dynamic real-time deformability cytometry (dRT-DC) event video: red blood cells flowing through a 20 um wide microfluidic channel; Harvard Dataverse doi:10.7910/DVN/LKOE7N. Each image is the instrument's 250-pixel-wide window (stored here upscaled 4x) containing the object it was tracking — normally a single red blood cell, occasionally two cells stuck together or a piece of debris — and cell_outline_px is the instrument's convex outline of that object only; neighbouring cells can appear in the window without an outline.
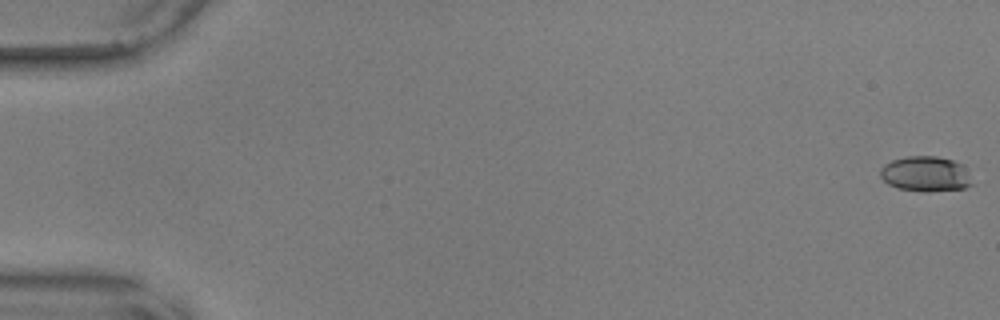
{"species": "common noctule bat (a hibernating species)", "species_latin": "Nyctalus noctula", "temperature_condition": "warm", "stored_images_in_passage": 16, "camera_frame_rate_fps": 3000, "um_per_image_px": 0.085, "animal": {"sex": "male", "body_mass_g": 17.9, "forearm_length_mm": 54.2}, "frame": {"image": 1, "passage_image": 1, "time_ms": 0.0, "image_size_px": [1000, 320], "cell_outline_px": [[976, 184], [964, 188], [928, 192], [924, 192], [896, 188], [888, 184], [880, 176], [880, 168], [884, 164], [892, 160], [908, 156], [936, 156], [952, 160], [964, 164]], "centroid_in_image_um": [78.73, 14.79], "position_along_channel_um": 6.3, "area_um2": 19.31}}
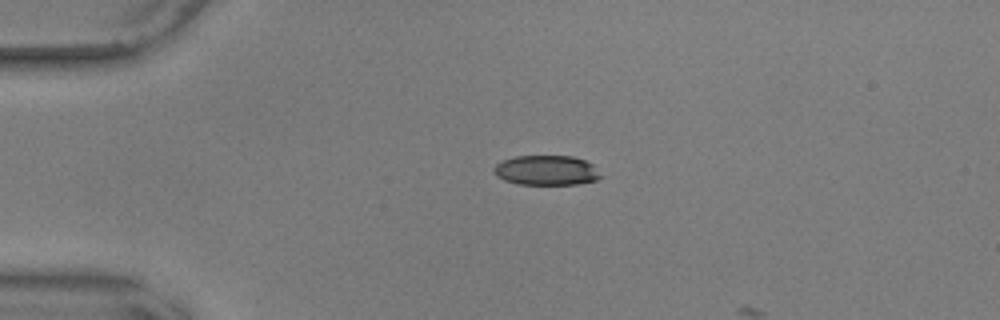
{"frame": {"image": 2, "passage_image": 14, "time_ms": 4.333, "image_size_px": [1000, 320], "cell_outline_px": [[604, 176], [596, 180], [576, 184], [516, 184], [504, 180], [496, 176], [492, 168], [496, 164], [504, 160], [516, 156], [572, 156], [584, 160], [592, 164]], "centroid_in_image_um": [46.45, 14.48], "position_along_channel_um": 38.6, "area_um2": 18.61}}